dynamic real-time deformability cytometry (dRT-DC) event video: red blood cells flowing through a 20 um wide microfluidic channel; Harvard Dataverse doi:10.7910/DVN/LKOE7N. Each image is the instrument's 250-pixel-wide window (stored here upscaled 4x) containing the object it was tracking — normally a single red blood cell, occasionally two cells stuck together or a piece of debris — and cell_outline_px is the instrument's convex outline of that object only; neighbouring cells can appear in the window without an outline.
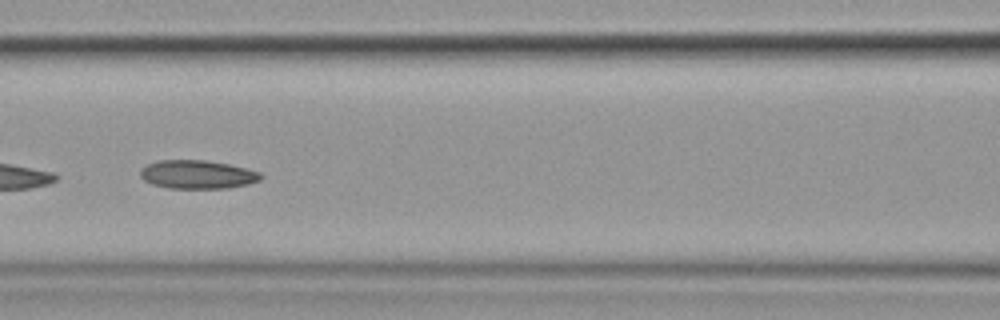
{"species": "common noctule bat (a hibernating species)", "species_latin": "Nyctalus noctula", "temperature_condition": "cold", "stored_images_in_passage": 10, "camera_frame_rate_fps": 3000, "um_per_image_px": 0.085, "animal": {"sex": "female", "body_mass_g": 19.9}, "frame": {"image": 1, "passage_image": 6, "time_ms": 6.0, "image_size_px": [1000, 320], "cell_outline_px": [[264, 176], [260, 180], [248, 184], [228, 188], [168, 188], [152, 184], [144, 180], [140, 176], [140, 168], [148, 164], [160, 160], [204, 160], [228, 164], [260, 172]], "centroid_in_image_um": [16.77, 14.83], "position_along_channel_um": 149.8, "area_um2": 20.0}}